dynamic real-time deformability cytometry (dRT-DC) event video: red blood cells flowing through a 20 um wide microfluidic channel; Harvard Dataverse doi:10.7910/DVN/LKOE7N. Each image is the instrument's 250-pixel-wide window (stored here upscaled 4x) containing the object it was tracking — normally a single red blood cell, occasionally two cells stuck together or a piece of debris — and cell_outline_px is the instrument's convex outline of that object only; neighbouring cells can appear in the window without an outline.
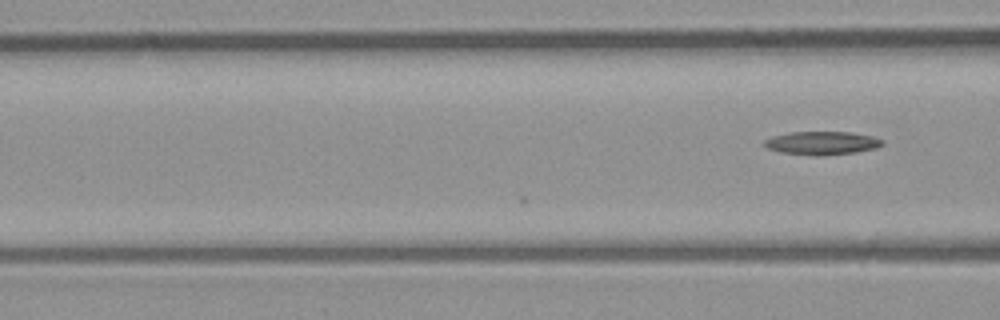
{"species": "common noctule bat (a hibernating species)", "species_latin": "Nyctalus noctula", "temperature_condition": "room temperature", "stored_images_in_passage": 17, "camera_frame_rate_fps": 3000, "um_per_image_px": 0.085, "animal": {"sex": "male", "body_mass_g": 23.1, "forearm_length_mm": 52.7}, "frame": {"image": 1, "passage_image": 17, "time_ms": 5.333, "image_size_px": [1000, 320], "cell_outline_px": [[884, 144], [876, 148], [856, 152], [824, 156], [812, 156], [780, 152], [768, 148], [760, 144], [764, 140], [772, 136], [788, 132], [852, 132], [872, 136], [884, 140]], "centroid_in_image_um": [69.84, 12.16], "position_along_channel_um": 96.8, "area_um2": 16.36}}